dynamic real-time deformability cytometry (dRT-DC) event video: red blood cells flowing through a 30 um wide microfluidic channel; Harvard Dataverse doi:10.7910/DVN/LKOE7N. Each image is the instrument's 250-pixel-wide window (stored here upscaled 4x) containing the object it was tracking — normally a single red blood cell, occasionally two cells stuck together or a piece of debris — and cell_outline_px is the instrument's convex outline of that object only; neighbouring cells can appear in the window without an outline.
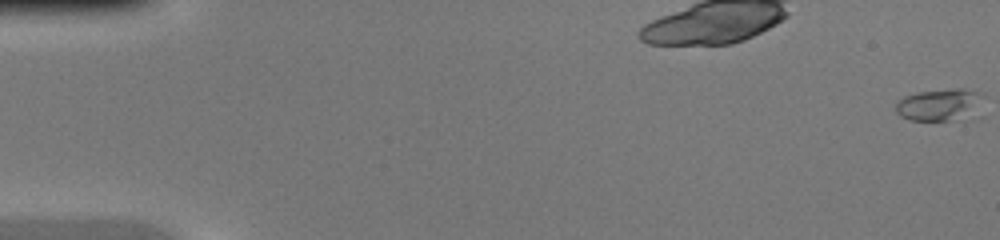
{"species": "common noctule bat (a hibernating species)", "species_latin": "Nyctalus noctula", "temperature_condition": "warm", "stored_images_in_passage": 47, "camera_frame_rate_fps": 3000, "um_per_image_px": 0.085, "animal": {"sex": "female", "body_mass_g": 20.0, "forearm_length_mm": 54.0}, "frame": {"image": 1, "passage_image": 1, "time_ms": 0.0, "image_size_px": [1000, 240], "cell_outline_px": [[984, 116], [976, 120], [908, 120], [900, 116], [896, 112], [896, 100], [904, 96], [916, 92], [952, 88], [964, 88], [976, 92]], "centroid_in_image_um": [79.94, 8.96], "position_along_channel_um": 5.1, "area_um2": 17.22}}
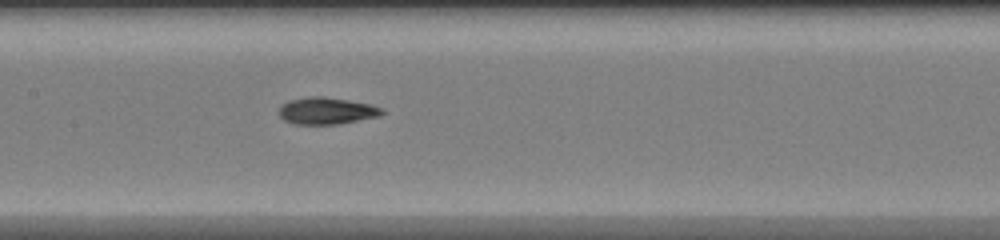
{"frame": {"image": 2, "passage_image": 24, "time_ms": 7.667, "image_size_px": [1000, 240], "cell_outline_px": [[384, 112], [380, 116], [340, 124], [296, 124], [284, 120], [280, 116], [280, 108], [288, 100], [308, 96], [320, 96], [348, 100], [368, 104], [384, 108]], "centroid_in_image_um": [27.78, 9.42], "position_along_channel_um": 179.6, "area_um2": 16.07}}
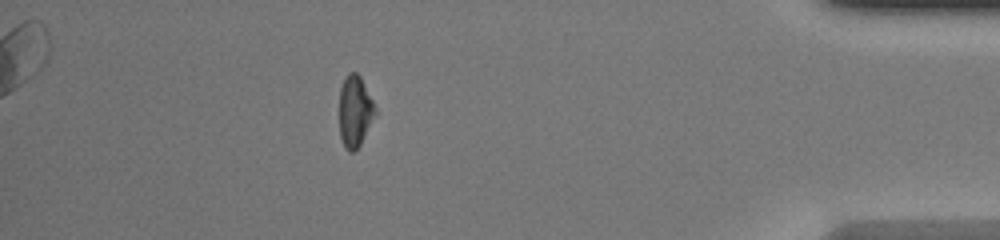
{"frame": {"image": 3, "passage_image": 42, "time_ms": 13.667, "image_size_px": [1000, 240], "cell_outline_px": [[376, 116], [360, 144], [352, 152], [348, 152], [344, 148], [340, 136], [340, 88], [348, 72], [356, 72], [360, 76], [376, 108]], "centroid_in_image_um": [30.17, 9.47], "position_along_channel_um": 405.0, "area_um2": 14.85}}